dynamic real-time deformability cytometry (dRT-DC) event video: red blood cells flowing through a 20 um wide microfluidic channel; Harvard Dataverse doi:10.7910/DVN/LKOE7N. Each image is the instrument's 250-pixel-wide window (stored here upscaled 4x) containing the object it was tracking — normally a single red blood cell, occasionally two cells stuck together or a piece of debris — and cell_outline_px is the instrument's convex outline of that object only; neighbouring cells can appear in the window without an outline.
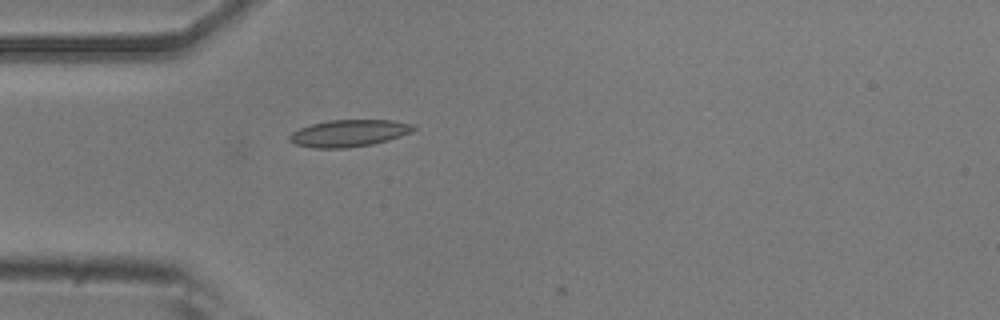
{"species": "common noctule bat (a hibernating species)", "species_latin": "Nyctalus noctula", "temperature_condition": "room temperature", "stored_images_in_passage": 3, "camera_frame_rate_fps": 3000, "um_per_image_px": 0.085, "animal": {"sex": "male", "body_mass_g": 20.5, "forearm_length_mm": 52.5}, "frame": {"image": 1, "passage_image": 1, "time_ms": 0.0, "image_size_px": [1000, 320], "cell_outline_px": [[416, 128], [412, 132], [388, 140], [372, 144], [348, 148], [312, 148], [296, 144], [288, 140], [288, 136], [292, 132], [300, 128], [312, 124], [328, 120], [392, 120], [416, 124]], "centroid_in_image_um": [29.68, 11.32], "position_along_channel_um": 55.3, "area_um2": 19.59}}